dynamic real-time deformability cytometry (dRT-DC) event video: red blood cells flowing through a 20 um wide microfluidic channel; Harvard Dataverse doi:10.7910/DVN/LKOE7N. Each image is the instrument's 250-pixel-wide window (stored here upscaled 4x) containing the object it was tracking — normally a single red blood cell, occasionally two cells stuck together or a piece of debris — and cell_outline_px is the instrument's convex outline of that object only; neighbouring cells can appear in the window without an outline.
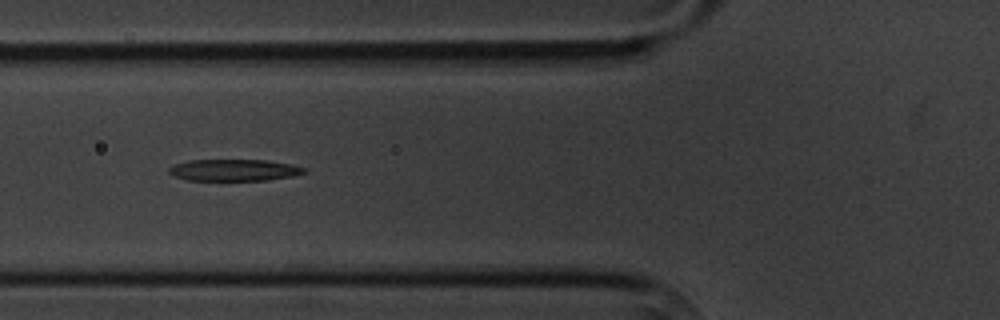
{"species": "common noctule bat (a hibernating species)", "species_latin": "Nyctalus noctula", "temperature_condition": "cold", "stored_images_in_passage": 3, "camera_frame_rate_fps": 3000, "um_per_image_px": 0.085, "animal": {"sex": "male", "body_mass_g": 20.1, "forearm_length_mm": 53.5}, "frame": {"image": 1, "passage_image": 2, "time_ms": 1.0, "image_size_px": [1000, 320], "cell_outline_px": [[308, 172], [292, 176], [268, 180], [188, 180], [176, 176], [168, 172], [168, 168], [176, 164], [188, 160], [268, 160], [292, 164], [304, 168]], "centroid_in_image_um": [19.93, 14.45], "position_along_channel_um": 105.9, "area_um2": 16.99}}
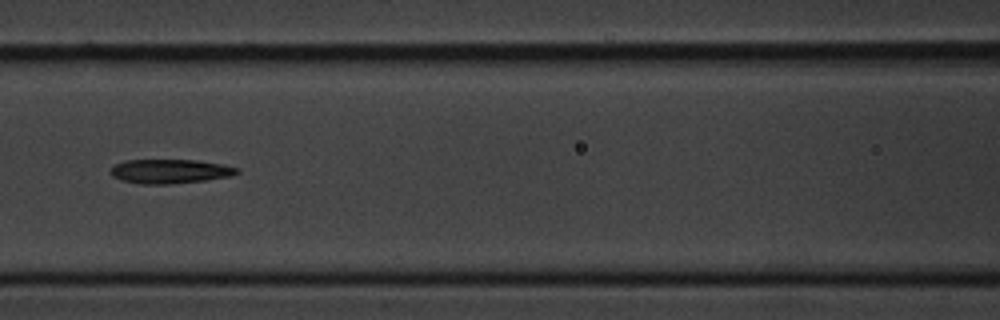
{"frame": {"image": 2, "passage_image": 3, "time_ms": 2.333, "image_size_px": [1000, 320], "cell_outline_px": [[240, 172], [232, 176], [204, 180], [168, 184], [140, 184], [120, 180], [112, 176], [108, 172], [116, 164], [124, 160], [196, 160], [224, 164], [240, 168]], "centroid_in_image_um": [14.46, 14.56], "position_along_channel_um": 152.1, "area_um2": 17.98}}